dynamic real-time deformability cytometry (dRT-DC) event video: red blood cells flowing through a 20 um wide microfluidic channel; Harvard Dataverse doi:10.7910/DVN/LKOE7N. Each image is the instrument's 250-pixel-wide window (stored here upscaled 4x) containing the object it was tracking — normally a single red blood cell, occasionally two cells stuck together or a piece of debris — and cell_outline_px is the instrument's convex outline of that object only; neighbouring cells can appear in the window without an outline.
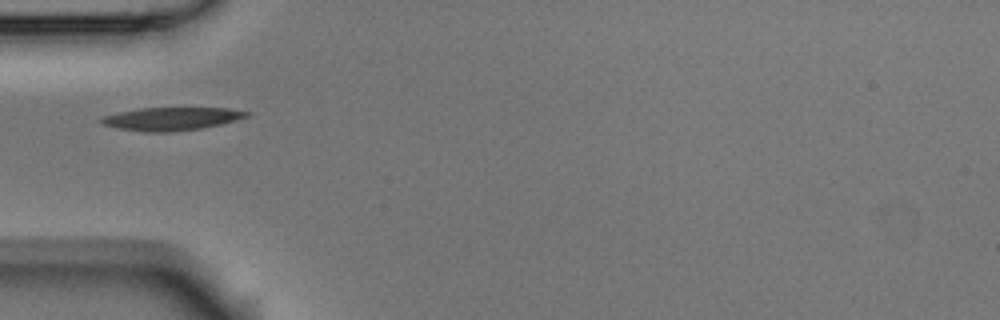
{"species": "Egyptian fruit bat (a non-hibernating species)", "species_latin": "Rousettus aegyptiacus", "temperature_condition": "room temperature", "stored_images_in_passage": 4, "camera_frame_rate_fps": 3000, "um_per_image_px": 0.085, "animal": {"sex": "male"}, "frame": {"image": 1, "passage_image": 1, "time_ms": 0.0, "image_size_px": [1000, 320], "cell_outline_px": [[252, 112], [248, 116], [236, 120], [220, 124], [200, 128], [168, 132], [144, 132], [116, 128], [100, 124], [100, 116], [140, 108], [228, 108]], "centroid_in_image_um": [14.53, 10.09], "position_along_channel_um": 70.5, "area_um2": 19.54}}
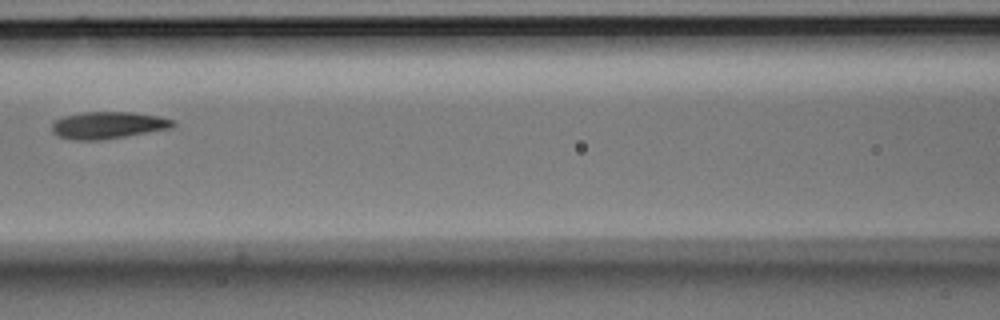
{"frame": {"image": 2, "passage_image": 3, "time_ms": 0.667, "image_size_px": [1000, 320], "cell_outline_px": [[176, 124], [172, 128], [100, 140], [72, 140], [56, 136], [52, 132], [52, 124], [56, 120], [64, 116], [80, 112], [132, 112], [160, 116], [172, 120]], "centroid_in_image_um": [9.15, 10.64], "position_along_channel_um": 157.4, "area_um2": 19.07}}
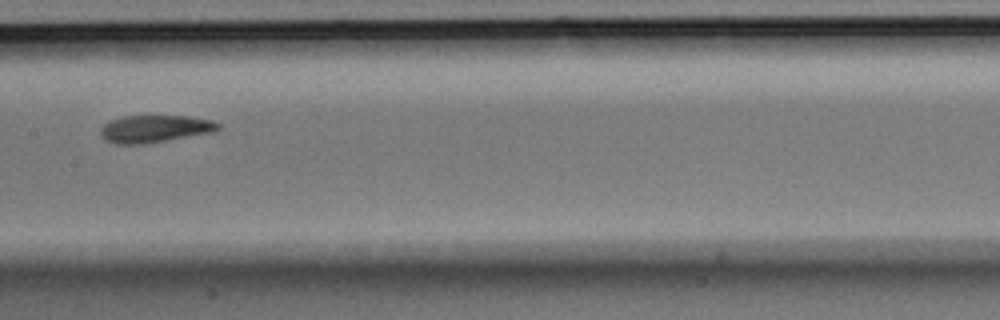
{"frame": {"image": 3, "passage_image": 4, "time_ms": 1.0, "image_size_px": [1000, 320], "cell_outline_px": [[220, 128], [212, 132], [144, 144], [116, 144], [104, 140], [100, 136], [100, 128], [108, 120], [120, 116], [188, 116], [212, 120], [220, 124]], "centroid_in_image_um": [13.09, 10.94], "position_along_channel_um": 194.3, "area_um2": 18.84}}